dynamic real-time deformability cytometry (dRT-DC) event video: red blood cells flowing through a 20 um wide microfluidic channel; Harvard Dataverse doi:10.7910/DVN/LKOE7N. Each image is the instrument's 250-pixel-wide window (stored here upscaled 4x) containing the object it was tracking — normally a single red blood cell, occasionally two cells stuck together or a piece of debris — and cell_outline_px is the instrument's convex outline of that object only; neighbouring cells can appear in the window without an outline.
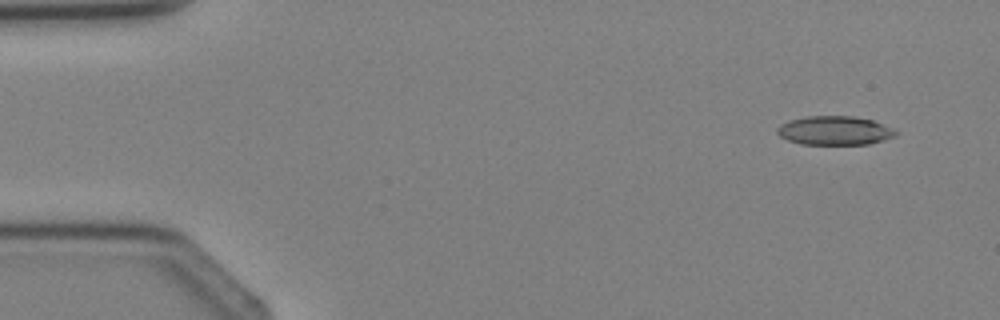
{"species": "Egyptian fruit bat (a non-hibernating species)", "species_latin": "Rousettus aegyptiacus", "temperature_condition": "cold", "stored_images_in_passage": 3, "camera_frame_rate_fps": 3000, "um_per_image_px": 0.085, "animal": {"sex": "female"}, "frame": {"image": 1, "passage_image": 1, "time_ms": 0.0, "image_size_px": [1000, 320], "cell_outline_px": [[900, 132], [896, 136], [884, 140], [868, 144], [800, 144], [788, 140], [780, 136], [776, 132], [776, 128], [780, 124], [788, 120], [804, 116], [856, 116], [872, 120], [892, 128]], "centroid_in_image_um": [70.94, 11.09], "position_along_channel_um": 14.1, "area_um2": 20.17}}
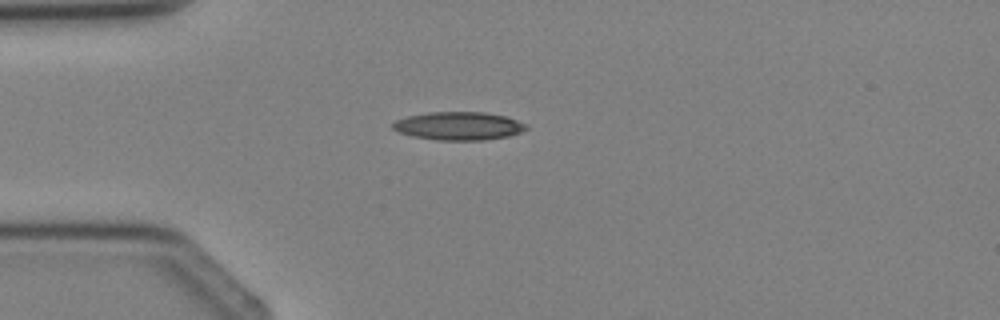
{"frame": {"image": 2, "passage_image": 3, "time_ms": 2.333, "image_size_px": [1000, 320], "cell_outline_px": [[528, 128], [520, 132], [508, 136], [484, 140], [436, 140], [412, 136], [400, 132], [392, 128], [392, 124], [396, 120], [408, 116], [428, 112], [484, 112], [508, 116], [528, 124]], "centroid_in_image_um": [39.02, 10.7], "position_along_channel_um": 46.0, "area_um2": 22.02}}